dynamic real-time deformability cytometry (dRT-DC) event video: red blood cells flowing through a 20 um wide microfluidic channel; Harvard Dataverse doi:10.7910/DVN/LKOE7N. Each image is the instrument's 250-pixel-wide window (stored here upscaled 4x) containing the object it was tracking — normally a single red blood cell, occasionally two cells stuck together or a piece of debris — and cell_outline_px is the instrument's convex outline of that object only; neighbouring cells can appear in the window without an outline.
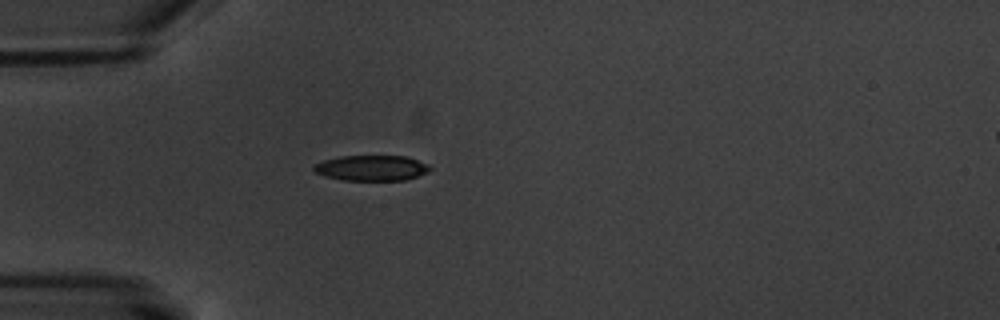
{"species": "common noctule bat (a hibernating species)", "species_latin": "Nyctalus noctula", "temperature_condition": "warm", "stored_images_in_passage": 2, "segment_of_instrument_passage": [1, 2], "camera_frame_rate_fps": 3000, "um_per_image_px": 0.085, "animal": {"sex": "male", "body_mass_g": 20.1, "forearm_length_mm": 53.5}, "frame": {"image": 1, "passage_image": 1, "time_ms": 0.0, "image_size_px": [1000, 320], "cell_outline_px": [[432, 168], [428, 172], [404, 180], [340, 180], [324, 176], [316, 172], [312, 168], [312, 164], [324, 160], [340, 156], [404, 156], [428, 164]], "centroid_in_image_um": [31.54, 14.28], "position_along_channel_um": 53.5, "area_um2": 17.22}}